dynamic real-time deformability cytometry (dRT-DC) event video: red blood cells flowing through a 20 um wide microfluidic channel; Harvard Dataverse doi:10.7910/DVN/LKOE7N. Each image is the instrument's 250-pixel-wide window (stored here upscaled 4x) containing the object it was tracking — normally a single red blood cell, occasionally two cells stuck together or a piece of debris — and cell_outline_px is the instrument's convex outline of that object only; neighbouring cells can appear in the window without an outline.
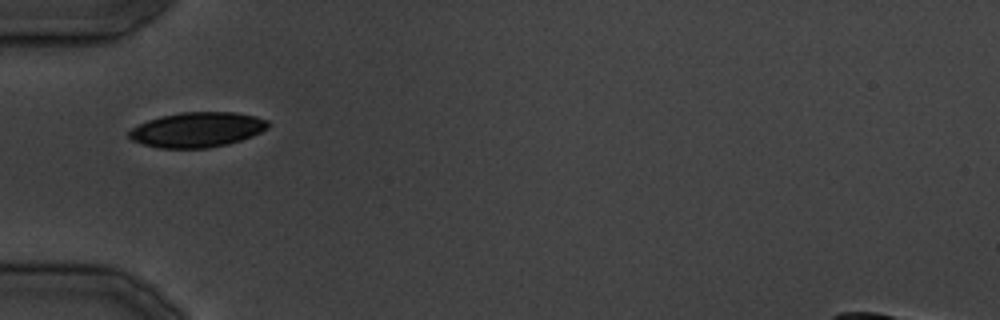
{"species": "common noctule bat (a hibernating species)", "species_latin": "Nyctalus noctula", "temperature_condition": "cold", "stored_images_in_passage": 25, "camera_frame_rate_fps": 3000, "um_per_image_px": 0.085, "animal": {"sex": "male", "body_mass_g": 19.5, "forearm_length_mm": 54.6}, "frame": {"image": 1, "passage_image": 1, "time_ms": 0.0, "image_size_px": [1000, 320], "cell_outline_px": [[268, 128], [252, 136], [228, 144], [208, 148], [160, 148], [144, 144], [132, 140], [128, 136], [128, 132], [132, 128], [148, 120], [180, 112], [236, 112], [256, 116], [268, 120]], "centroid_in_image_um": [16.78, 11.02], "position_along_channel_um": 68.2, "area_um2": 28.21}}
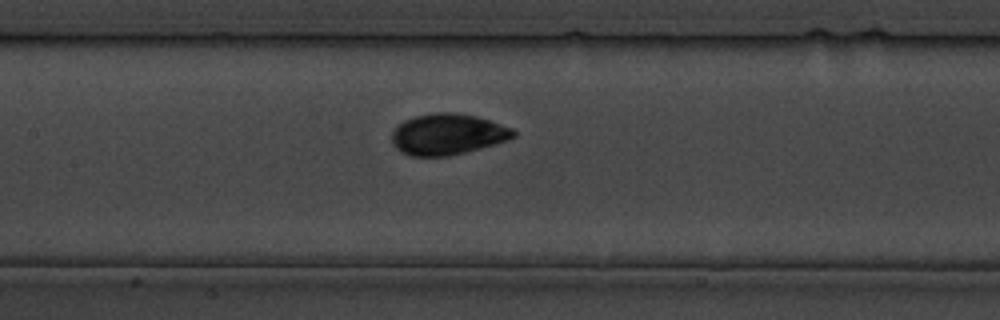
{"frame": {"image": 2, "passage_image": 7, "time_ms": 6.667, "image_size_px": [1000, 320], "cell_outline_px": [[516, 136], [508, 140], [480, 148], [448, 156], [412, 156], [400, 152], [392, 144], [392, 132], [404, 120], [416, 116], [436, 112], [452, 112], [476, 116], [512, 128], [516, 132]], "centroid_in_image_um": [38.04, 11.42], "position_along_channel_um": 169.4, "area_um2": 28.9}}
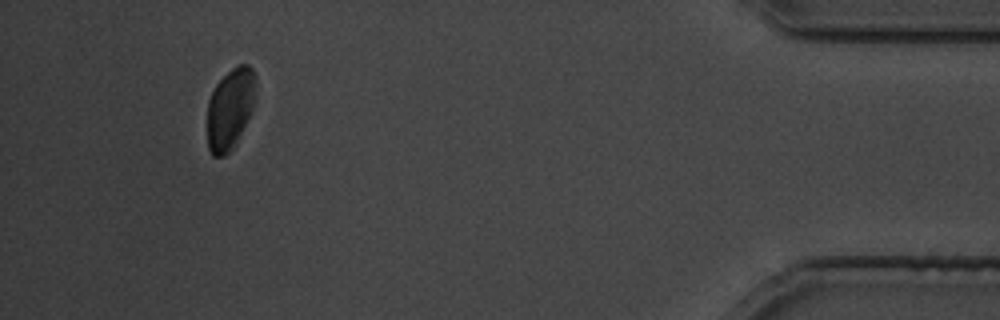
{"frame": {"image": 3, "passage_image": 23, "time_ms": 26.667, "image_size_px": [1000, 320], "cell_outline_px": [[256, 84], [252, 108], [232, 148], [224, 156], [212, 156], [208, 148], [208, 100], [216, 84], [236, 64], [248, 64], [252, 68], [256, 76]], "centroid_in_image_um": [19.55, 9.19], "position_along_channel_um": 415.7, "area_um2": 22.43}}